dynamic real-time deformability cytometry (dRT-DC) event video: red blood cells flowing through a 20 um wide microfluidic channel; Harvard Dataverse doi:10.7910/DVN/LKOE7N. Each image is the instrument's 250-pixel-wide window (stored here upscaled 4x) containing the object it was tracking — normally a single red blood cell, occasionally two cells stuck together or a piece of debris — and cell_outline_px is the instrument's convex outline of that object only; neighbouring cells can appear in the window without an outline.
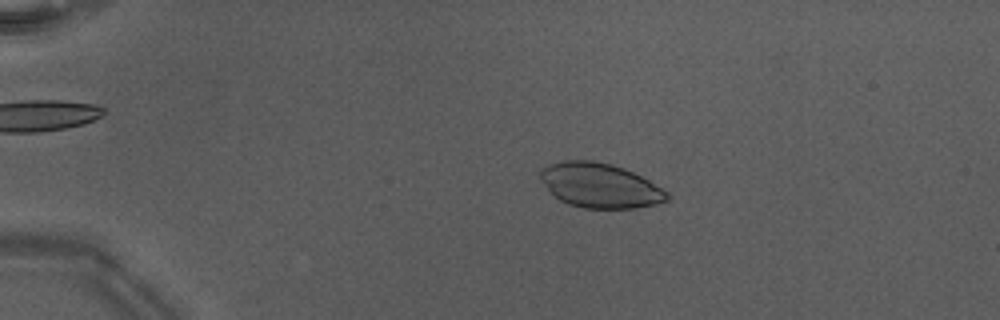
{"species": "Egyptian fruit bat (a non-hibernating species)", "species_latin": "Rousettus aegyptiacus", "temperature_condition": "warm", "stored_images_in_passage": 51, "camera_frame_rate_fps": 3000, "um_per_image_px": 0.085, "animal": {"sex": "male"}, "frame": {"image": 1, "passage_image": 12, "time_ms": 3.667, "image_size_px": [1000, 320], "cell_outline_px": [[672, 196], [668, 200], [656, 204], [636, 208], [584, 208], [568, 204], [560, 200], [540, 180], [540, 172], [548, 164], [564, 160], [592, 160], [612, 164], [624, 168], [648, 180], [668, 192]], "centroid_in_image_um": [51.01, 15.76], "position_along_channel_um": 34.0, "area_um2": 32.83}}
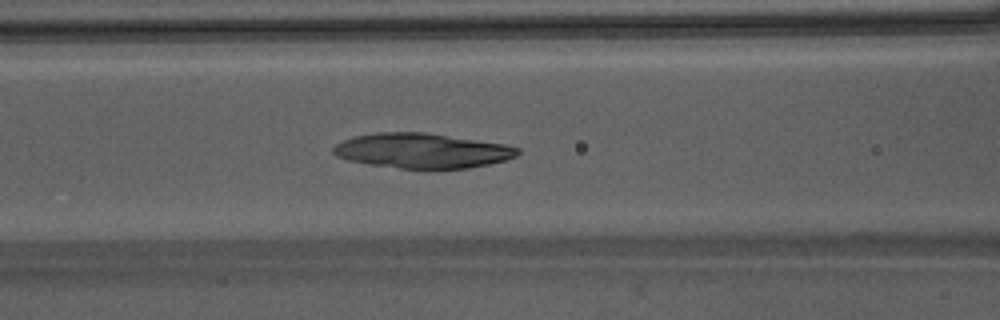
{"frame": {"image": 2, "passage_image": 24, "time_ms": 7.667, "image_size_px": [1000, 320], "cell_outline_px": [[520, 152], [516, 156], [508, 160], [468, 168], [400, 168], [368, 164], [348, 160], [336, 156], [332, 152], [332, 148], [336, 144], [344, 140], [356, 136], [376, 132], [424, 132], [504, 144], [520, 148]], "centroid_in_image_um": [35.88, 12.81], "position_along_channel_um": 130.7, "area_um2": 37.28}}
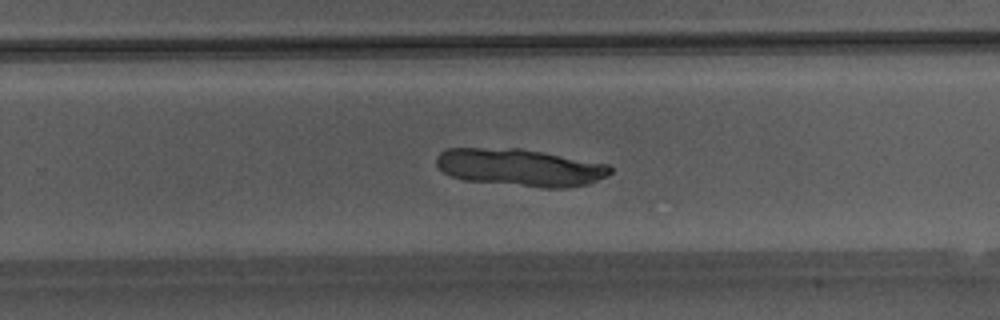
{"frame": {"image": 3, "passage_image": 35, "time_ms": 11.333, "image_size_px": [1000, 320], "cell_outline_px": [[612, 172], [608, 176], [588, 184], [568, 188], [540, 188], [464, 180], [452, 176], [444, 172], [436, 164], [436, 156], [440, 152], [448, 148], [520, 148], [544, 152], [608, 164], [612, 168]], "centroid_in_image_um": [44.23, 14.24], "position_along_channel_um": 285.6, "area_um2": 38.21}}